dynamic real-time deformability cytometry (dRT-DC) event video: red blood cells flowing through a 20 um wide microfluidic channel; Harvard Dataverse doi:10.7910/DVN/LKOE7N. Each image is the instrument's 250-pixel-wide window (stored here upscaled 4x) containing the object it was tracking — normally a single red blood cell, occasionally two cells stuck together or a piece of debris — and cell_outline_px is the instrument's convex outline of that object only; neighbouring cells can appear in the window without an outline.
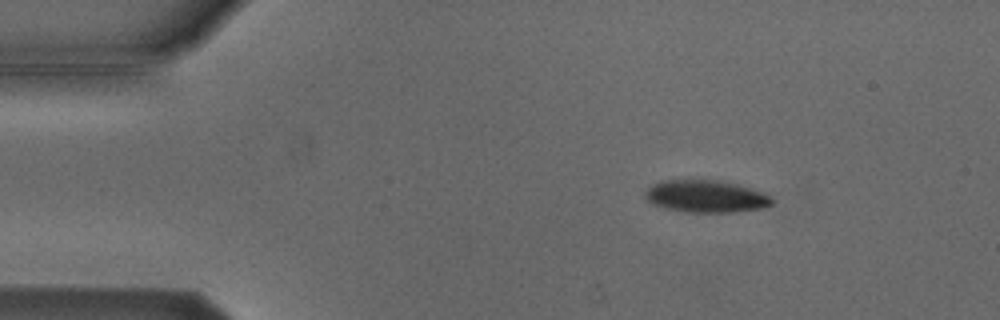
{"species": "Egyptian fruit bat (a non-hibernating species)", "species_latin": "Rousettus aegyptiacus", "temperature_condition": "cold", "stored_images_in_passage": 3, "camera_frame_rate_fps": 3000, "um_per_image_px": 0.085, "animal": {"sex": "male"}, "frame": {"image": 1, "passage_image": 1, "time_ms": 0.0, "image_size_px": [1000, 320], "cell_outline_px": [[776, 200], [772, 204], [764, 208], [732, 212], [684, 212], [664, 208], [652, 204], [644, 196], [644, 192], [652, 184], [660, 180], [684, 176], [696, 176], [720, 180], [752, 188], [764, 192], [772, 196]], "centroid_in_image_um": [59.97, 16.62], "position_along_channel_um": 25.0, "area_um2": 25.26}}